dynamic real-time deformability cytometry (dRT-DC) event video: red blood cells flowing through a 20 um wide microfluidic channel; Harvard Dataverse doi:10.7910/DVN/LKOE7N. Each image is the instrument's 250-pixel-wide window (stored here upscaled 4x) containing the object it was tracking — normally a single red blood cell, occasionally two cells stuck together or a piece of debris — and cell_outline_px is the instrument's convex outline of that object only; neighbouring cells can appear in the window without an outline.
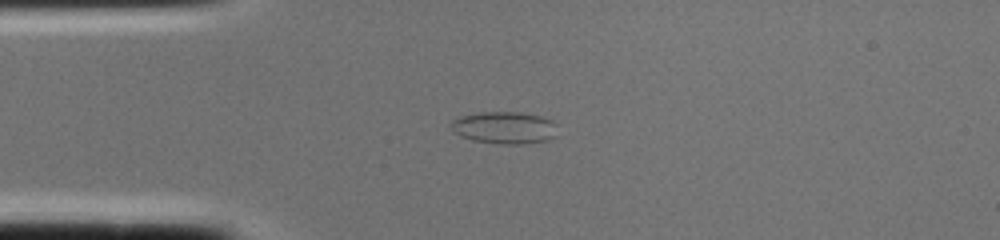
{"species": "common noctule bat (a hibernating species)", "species_latin": "Nyctalus noctula", "temperature_condition": "cold", "stored_images_in_passage": 1, "camera_frame_rate_fps": 3000, "um_per_image_px": 0.085, "animal": {"sex": "female", "body_mass_g": 22.0, "forearm_length_mm": 56.7}, "frame": {"image": 1, "passage_image": 1, "time_ms": 0.0, "image_size_px": [1000, 240], "cell_outline_px": [[556, 136], [548, 140], [524, 144], [500, 144], [472, 140], [460, 136], [452, 132], [452, 120], [460, 116], [480, 112], [520, 112], [540, 116], [552, 120], [556, 124]], "centroid_in_image_um": [42.88, 10.86], "position_along_channel_um": 42.1, "area_um2": 20.11}}